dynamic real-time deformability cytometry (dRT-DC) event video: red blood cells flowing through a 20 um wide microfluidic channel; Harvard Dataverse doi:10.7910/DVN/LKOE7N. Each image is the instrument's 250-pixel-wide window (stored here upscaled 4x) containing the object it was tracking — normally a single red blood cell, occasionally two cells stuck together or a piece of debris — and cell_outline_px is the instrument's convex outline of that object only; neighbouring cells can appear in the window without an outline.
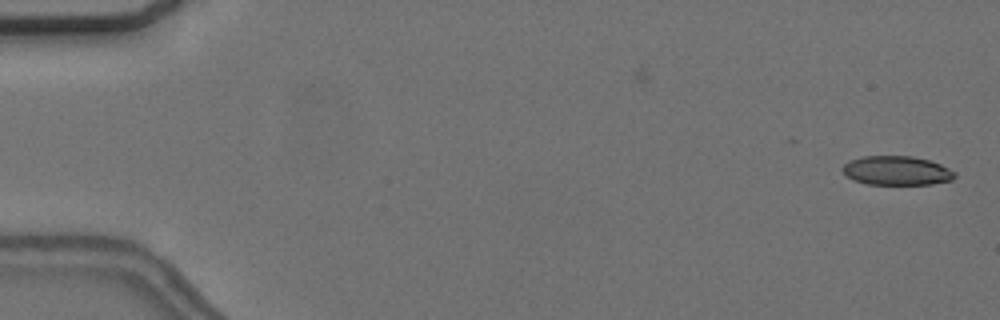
{"species": "common noctule bat (a hibernating species)", "species_latin": "Nyctalus noctula", "temperature_condition": "cold", "stored_images_in_passage": 44, "camera_frame_rate_fps": 3000, "um_per_image_px": 0.085, "animal": {"sex": "female", "body_mass_g": 24.6, "forearm_length_mm": 56.2}, "frame": {"image": 1, "passage_image": 1, "time_ms": 0.0, "image_size_px": [1000, 320], "cell_outline_px": [[956, 176], [952, 180], [932, 184], [868, 184], [856, 180], [848, 176], [840, 168], [848, 160], [864, 156], [912, 156], [928, 160], [940, 164], [956, 172]], "centroid_in_image_um": [76.23, 14.49], "position_along_channel_um": 8.8, "area_um2": 18.96}}
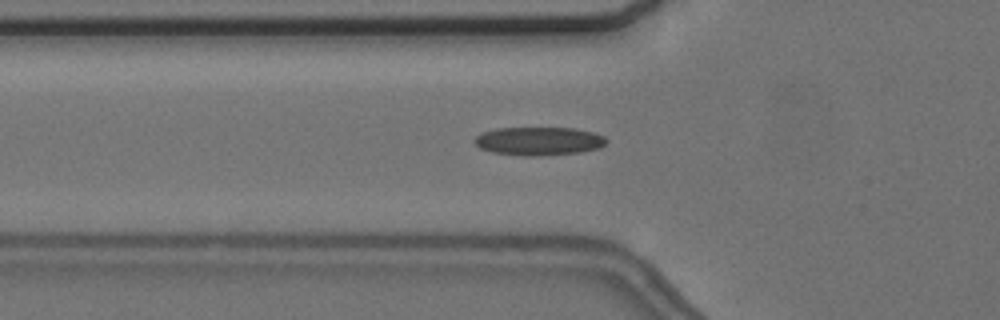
{"frame": {"image": 2, "passage_image": 19, "time_ms": 6.0, "image_size_px": [1000, 320], "cell_outline_px": [[608, 140], [600, 148], [580, 152], [540, 156], [520, 156], [492, 152], [480, 148], [472, 140], [480, 132], [496, 128], [576, 128], [592, 132], [604, 136]], "centroid_in_image_um": [45.77, 11.99], "position_along_channel_um": 80.0, "area_um2": 22.02}, "authors_computed_cell_mechanics": {"area_um2": 20.7213, "velocity_mm_per_s": 3.6817, "shape_relaxation_time_tau1_ms": 8.6811, "shape_relaxation_time_tau2_ms": 4.8023, "deformation_change_tau1": 0.1675, "deformation_change_tau2": 0.1303}}